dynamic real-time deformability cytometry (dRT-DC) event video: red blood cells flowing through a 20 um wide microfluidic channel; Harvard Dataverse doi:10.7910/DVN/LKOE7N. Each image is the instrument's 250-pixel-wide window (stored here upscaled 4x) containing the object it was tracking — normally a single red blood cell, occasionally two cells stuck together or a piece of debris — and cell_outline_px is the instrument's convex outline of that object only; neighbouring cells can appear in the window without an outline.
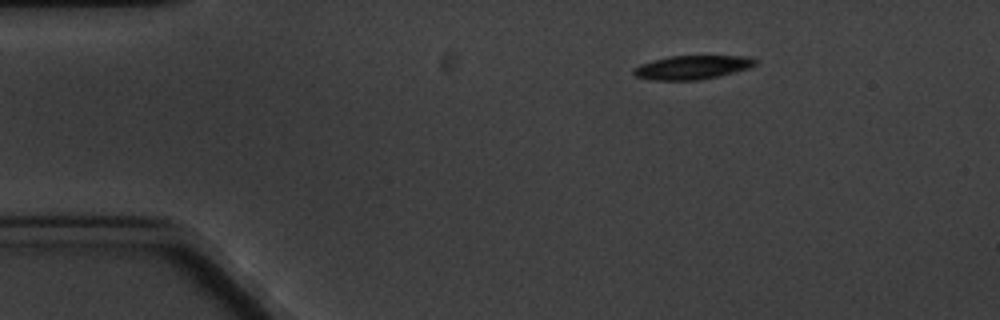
{"species": "common noctule bat (a hibernating species)", "species_latin": "Nyctalus noctula", "temperature_condition": "cold", "stored_images_in_passage": 4, "camera_frame_rate_fps": 3000, "um_per_image_px": 0.085, "animal": {"sex": "male", "body_mass_g": 20.1, "forearm_length_mm": 53.5}, "frame": {"image": 1, "passage_image": 1, "time_ms": 0.0, "image_size_px": [1000, 320], "cell_outline_px": [[756, 64], [748, 68], [720, 76], [700, 80], [652, 80], [636, 76], [632, 72], [632, 68], [640, 64], [652, 60], [668, 56], [752, 56], [756, 60]], "centroid_in_image_um": [58.82, 5.72], "position_along_channel_um": 26.2, "area_um2": 16.99}}
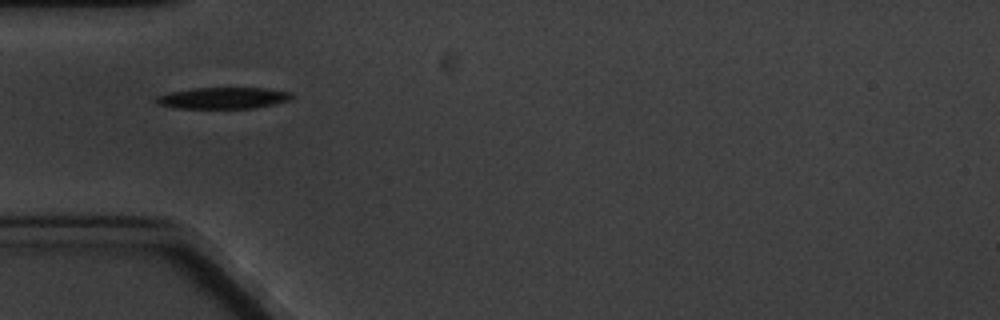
{"frame": {"image": 2, "passage_image": 3, "time_ms": 3.0, "image_size_px": [1000, 320], "cell_outline_px": [[292, 96], [288, 100], [272, 104], [252, 108], [176, 108], [156, 104], [152, 100], [156, 96], [172, 92], [192, 88], [264, 88], [292, 92]], "centroid_in_image_um": [18.89, 8.33], "position_along_channel_um": 66.1, "area_um2": 16.82}}